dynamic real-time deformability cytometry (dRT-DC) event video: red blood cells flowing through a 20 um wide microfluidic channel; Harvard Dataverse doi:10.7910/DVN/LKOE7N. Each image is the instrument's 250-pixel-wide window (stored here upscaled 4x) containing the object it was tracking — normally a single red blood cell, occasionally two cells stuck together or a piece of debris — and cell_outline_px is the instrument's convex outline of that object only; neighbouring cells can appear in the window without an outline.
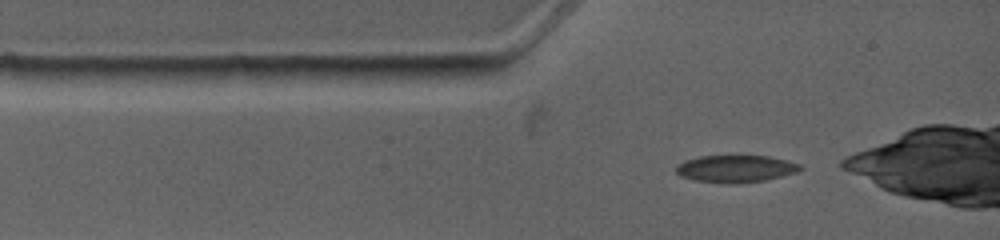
{"species": "common noctule bat (a hibernating species)", "species_latin": "Nyctalus noctula", "temperature_condition": "warm", "stored_images_in_passage": 2, "camera_frame_rate_fps": 4500, "um_per_image_px": 0.085, "animal": {"sex": "female", "body_mass_g": 19.0, "forearm_length_mm": 53.3}, "frame": {"image": 1, "passage_image": 1, "time_ms": 0.0, "image_size_px": [1000, 240], "cell_outline_px": [[804, 168], [796, 172], [764, 180], [696, 180], [684, 176], [676, 172], [676, 164], [684, 160], [700, 156], [732, 152], [740, 152], [768, 156], [788, 160], [800, 164]], "centroid_in_image_um": [62.56, 14.21], "position_along_channel_um": 22.4, "area_um2": 19.59}}
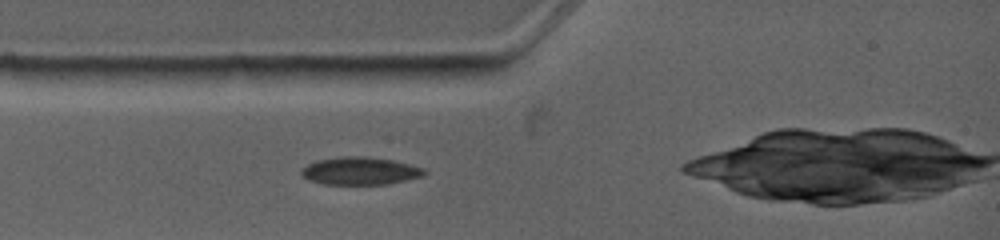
{"frame": {"image": 2, "passage_image": 2, "time_ms": 1.111, "image_size_px": [1000, 240], "cell_outline_px": [[428, 172], [420, 176], [404, 180], [384, 184], [324, 184], [308, 180], [300, 172], [300, 168], [316, 160], [336, 156], [368, 156], [392, 160], [424, 168]], "centroid_in_image_um": [30.55, 14.51], "position_along_channel_um": 54.5, "area_um2": 19.83}}